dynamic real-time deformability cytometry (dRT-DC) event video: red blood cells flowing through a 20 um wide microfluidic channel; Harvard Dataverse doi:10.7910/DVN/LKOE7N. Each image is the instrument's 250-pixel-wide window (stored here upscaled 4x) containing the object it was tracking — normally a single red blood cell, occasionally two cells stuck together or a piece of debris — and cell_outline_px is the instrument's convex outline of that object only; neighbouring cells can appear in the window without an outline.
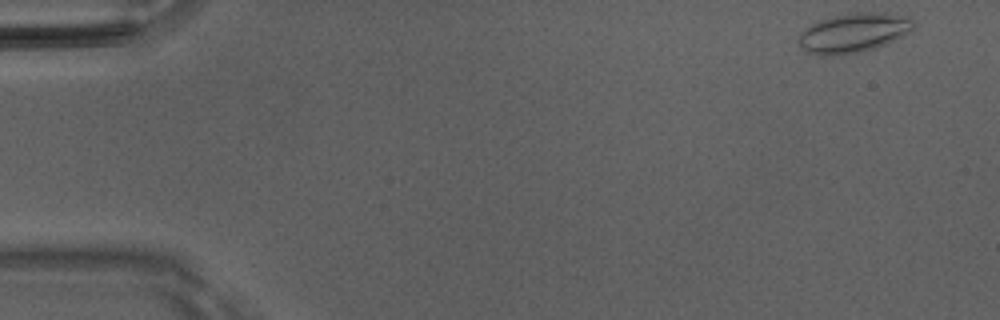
{"species": "Egyptian fruit bat (a non-hibernating species)", "species_latin": "Rousettus aegyptiacus", "temperature_condition": "room temperature", "stored_images_in_passage": 48, "camera_frame_rate_fps": 3000, "um_per_image_px": 0.085, "animal": {"sex": "male"}, "frame": {"image": 1, "passage_image": 1, "time_ms": 0.0, "image_size_px": [1000, 320], "cell_outline_px": [[912, 32], [876, 48], [860, 52], [832, 56], [824, 56], [808, 52], [796, 40], [800, 32], [804, 28], [820, 20], [836, 16], [860, 12], [884, 12], [908, 16], [912, 20]], "centroid_in_image_um": [72.56, 2.79], "position_along_channel_um": 12.4, "area_um2": 26.36}}
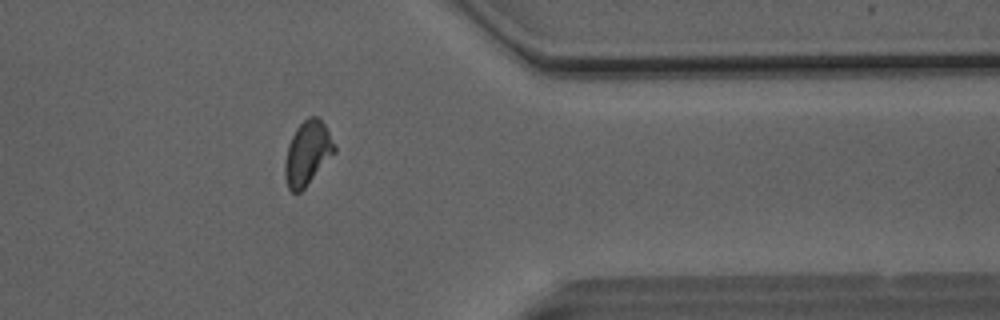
{"frame": {"image": 2, "passage_image": 39, "time_ms": 12.667, "image_size_px": [1000, 320], "cell_outline_px": [[336, 152], [304, 188], [300, 192], [292, 192], [288, 188], [284, 176], [284, 160], [288, 144], [296, 128], [308, 116], [316, 116], [324, 124], [336, 148]], "centroid_in_image_um": [26.11, 13.03], "position_along_channel_um": 385.3, "area_um2": 18.38}}
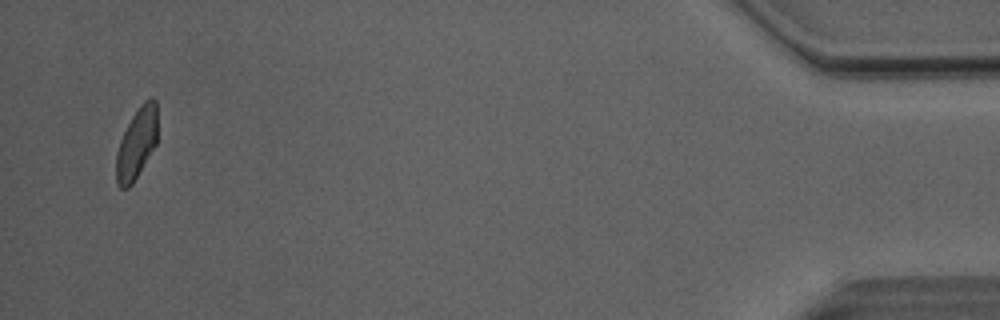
{"frame": {"image": 3, "passage_image": 47, "time_ms": 15.333, "image_size_px": [1000, 320], "cell_outline_px": [[156, 144], [132, 184], [128, 188], [120, 188], [116, 184], [116, 152], [120, 140], [132, 116], [140, 104], [144, 100], [152, 96], [156, 100]], "centroid_in_image_um": [11.6, 12.18], "position_along_channel_um": 423.6, "area_um2": 16.94}}